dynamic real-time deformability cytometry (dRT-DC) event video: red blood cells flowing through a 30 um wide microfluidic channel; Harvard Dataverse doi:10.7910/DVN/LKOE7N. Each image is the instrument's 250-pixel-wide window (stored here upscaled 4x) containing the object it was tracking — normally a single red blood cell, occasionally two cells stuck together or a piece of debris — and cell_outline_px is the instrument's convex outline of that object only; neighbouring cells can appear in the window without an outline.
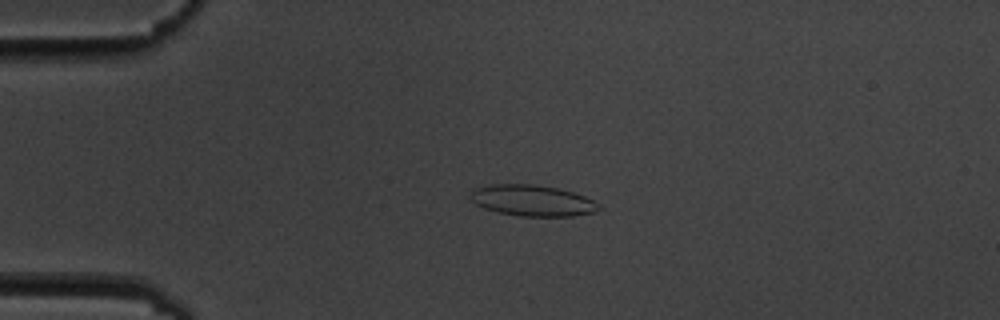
{"species": "common noctule bat (a hibernating species)", "species_latin": "Nyctalus noctula", "temperature_condition": "cold", "stored_images_in_passage": 5, "camera_frame_rate_fps": 3000, "um_per_image_px": 0.085, "animal": {"sex": "male", "body_mass_g": 19.5, "forearm_length_mm": 54.6}, "frame": {"image": 1, "passage_image": 3, "time_ms": 3.333, "image_size_px": [1000, 320], "cell_outline_px": [[604, 208], [596, 212], [572, 216], [520, 216], [496, 212], [484, 208], [476, 204], [472, 200], [472, 192], [476, 188], [492, 184], [532, 184], [556, 188], [572, 192], [584, 196], [600, 204]], "centroid_in_image_um": [45.3, 17.06], "position_along_channel_um": 39.7, "area_um2": 23.18}}